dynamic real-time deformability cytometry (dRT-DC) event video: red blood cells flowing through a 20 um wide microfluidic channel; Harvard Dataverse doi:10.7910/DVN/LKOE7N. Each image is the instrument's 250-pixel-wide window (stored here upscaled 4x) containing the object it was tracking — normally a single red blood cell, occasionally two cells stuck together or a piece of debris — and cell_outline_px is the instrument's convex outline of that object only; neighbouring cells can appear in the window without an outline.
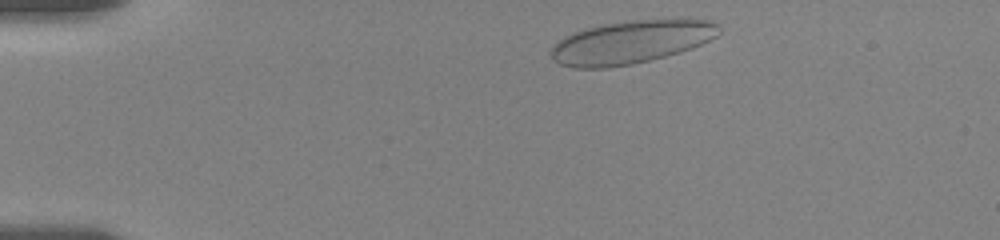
{"species": "human", "species_latin": "Homo sapiens", "temperature_condition": "room temperature", "stored_images_in_passage": 57, "camera_frame_rate_fps": 3000, "um_per_image_px": 0.085, "donor": {"sex": "female"}, "frame": {"image": 1, "passage_image": 1, "time_ms": 0.0, "image_size_px": [1000, 240], "cell_outline_px": [[720, 32], [716, 36], [692, 48], [680, 52], [632, 64], [608, 68], [576, 68], [560, 64], [552, 60], [552, 44], [564, 36], [588, 28], [604, 24], [632, 20], [684, 16], [712, 20], [720, 28]], "centroid_in_image_um": [53.71, 3.54], "position_along_channel_um": 31.3, "area_um2": 42.83}}
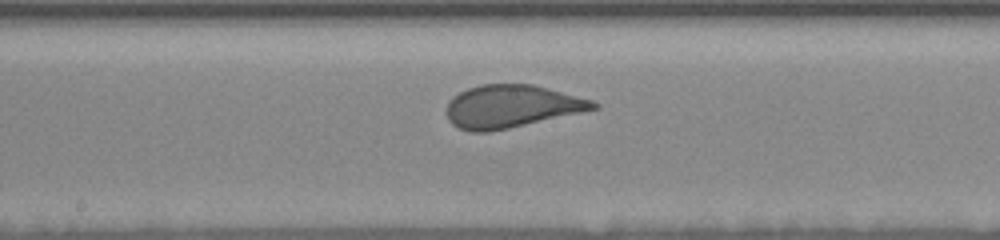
{"frame": {"image": 2, "passage_image": 27, "time_ms": 6.667, "image_size_px": [1000, 240], "cell_outline_px": [[600, 108], [508, 128], [488, 132], [472, 132], [460, 128], [452, 124], [448, 120], [448, 100], [452, 96], [468, 88], [480, 84], [532, 84], [548, 88], [592, 100], [600, 104]], "centroid_in_image_um": [43.47, 9.03], "position_along_channel_um": 204.7, "area_um2": 36.36}}
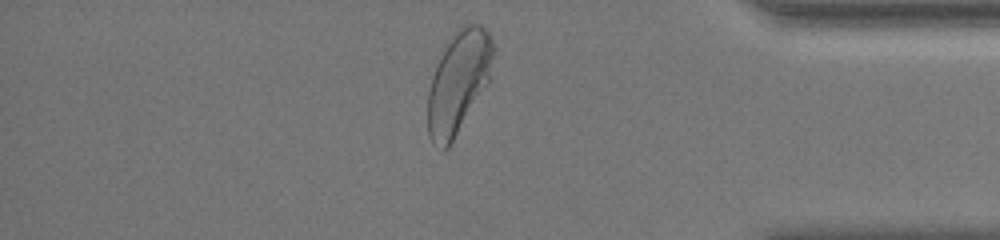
{"frame": {"image": 3, "passage_image": 45, "time_ms": 12.667, "image_size_px": [1000, 240], "cell_outline_px": [[496, 48], [488, 84], [448, 148], [444, 148], [432, 144], [428, 136], [428, 92], [432, 76], [436, 64], [444, 44], [464, 24], [480, 24], [488, 32]], "centroid_in_image_um": [38.98, 6.95], "position_along_channel_um": 396.2, "area_um2": 39.13}, "authors_computed_cell_mechanics": {"area_um2": 37.9746, "velocity_mm_per_s": 3.5449, "shape_relaxation_time_tau1_ms": 5.7806, "shape_relaxation_time_tau2_ms": null, "deformation_change_tau1": 0.1576, "deformation_change_tau2": null}}